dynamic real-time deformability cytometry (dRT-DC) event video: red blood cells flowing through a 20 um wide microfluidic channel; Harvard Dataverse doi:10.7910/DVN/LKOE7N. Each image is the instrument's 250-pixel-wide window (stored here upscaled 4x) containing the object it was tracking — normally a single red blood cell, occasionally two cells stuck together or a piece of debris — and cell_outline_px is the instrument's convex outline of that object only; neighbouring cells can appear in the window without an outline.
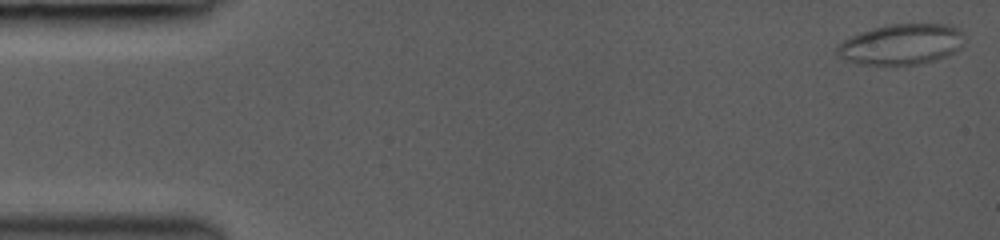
{"species": "common noctule bat (a hibernating species)", "species_latin": "Nyctalus noctula", "temperature_condition": "room temperature", "stored_images_in_passage": 10, "camera_frame_rate_fps": 3000, "um_per_image_px": 0.085, "animal": {"sex": "female", "body_mass_g": 19.0, "forearm_length_mm": 53.3}, "frame": {"image": 1, "passage_image": 1, "time_ms": 0.0, "image_size_px": [1000, 240], "cell_outline_px": [[964, 44], [956, 52], [948, 56], [936, 60], [920, 64], [860, 64], [848, 60], [840, 56], [836, 52], [836, 48], [848, 36], [872, 28], [888, 24], [948, 24], [960, 28], [964, 32]], "centroid_in_image_um": [76.68, 3.75], "position_along_channel_um": 8.3, "area_um2": 30.4}}
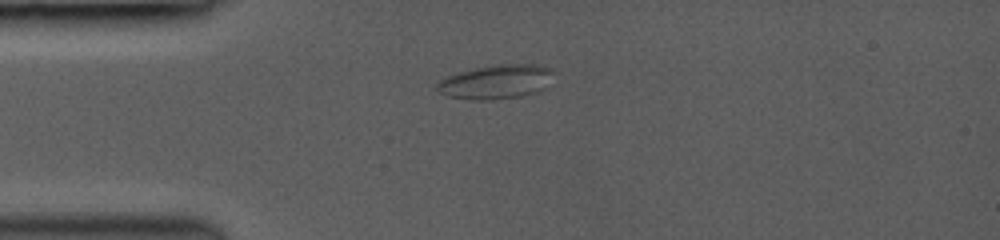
{"frame": {"image": 2, "passage_image": 6, "time_ms": 4.0, "image_size_px": [1000, 240], "cell_outline_px": [[552, 72], [540, 88], [536, 92], [520, 96], [492, 100], [472, 100], [448, 96], [436, 92], [436, 84], [440, 80], [456, 72], [492, 64], [536, 64], [552, 68]], "centroid_in_image_um": [42.04, 6.95], "position_along_channel_um": 43.0, "area_um2": 23.0}}
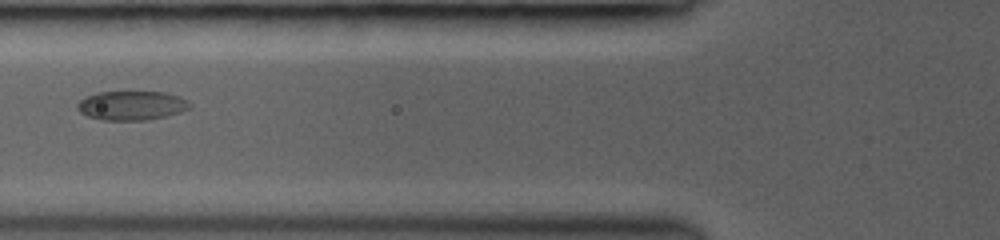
{"frame": {"image": 3, "passage_image": 9, "time_ms": 6.333, "image_size_px": [1000, 240], "cell_outline_px": [[192, 108], [180, 112], [148, 120], [100, 120], [88, 116], [80, 112], [76, 108], [76, 104], [84, 96], [96, 92], [164, 92], [180, 96], [188, 100], [192, 104]], "centroid_in_image_um": [11.18, 8.96], "position_along_channel_um": 114.6, "area_um2": 19.36}}